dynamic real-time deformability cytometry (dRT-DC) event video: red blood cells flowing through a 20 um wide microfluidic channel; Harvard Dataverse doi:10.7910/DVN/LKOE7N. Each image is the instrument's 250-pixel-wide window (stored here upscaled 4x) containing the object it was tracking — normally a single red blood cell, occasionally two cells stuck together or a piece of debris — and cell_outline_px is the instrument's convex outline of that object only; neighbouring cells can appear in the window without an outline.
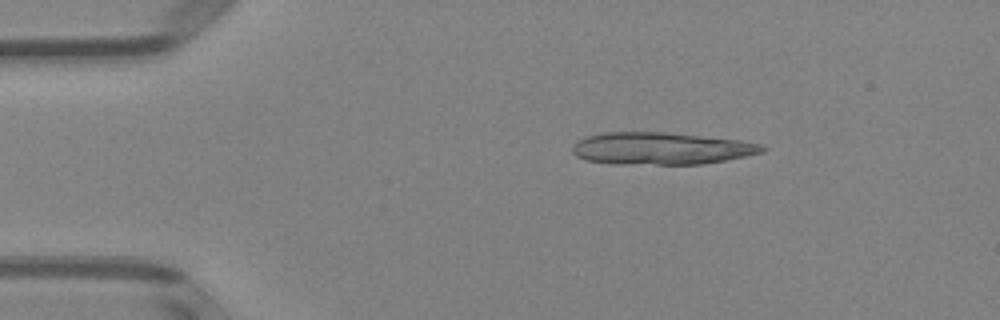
{"species": "Egyptian fruit bat (a non-hibernating species)", "species_latin": "Rousettus aegyptiacus", "temperature_condition": "room temperature", "stored_images_in_passage": 43, "segment_of_instrument_passage": [1, 2], "camera_frame_rate_fps": 3000, "um_per_image_px": 0.085, "animal": {"sex": "female"}, "frame": {"image": 1, "passage_image": 1, "time_ms": 0.0, "image_size_px": [1000, 320], "cell_outline_px": [[768, 148], [764, 152], [704, 164], [612, 164], [588, 160], [576, 156], [572, 152], [572, 144], [576, 140], [588, 136], [604, 132], [664, 132], [740, 140], [760, 144]], "centroid_in_image_um": [56.16, 12.62], "position_along_channel_um": 28.8, "area_um2": 35.66}}